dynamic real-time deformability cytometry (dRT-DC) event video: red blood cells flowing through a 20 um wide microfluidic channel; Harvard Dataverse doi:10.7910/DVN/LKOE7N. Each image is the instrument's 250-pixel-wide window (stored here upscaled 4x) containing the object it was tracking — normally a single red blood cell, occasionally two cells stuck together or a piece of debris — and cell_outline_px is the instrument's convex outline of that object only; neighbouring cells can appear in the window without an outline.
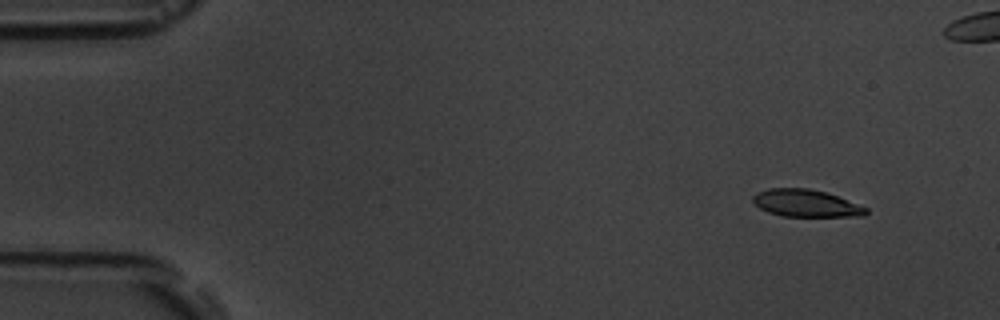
{"species": "common noctule bat (a hibernating species)", "species_latin": "Nyctalus noctula", "temperature_condition": "room temperature", "stored_images_in_passage": 5, "camera_frame_rate_fps": 3000, "um_per_image_px": 0.085, "animal": {"sex": "male", "body_mass_g": 19.5, "forearm_length_mm": 54.6}, "frame": {"image": 1, "passage_image": 1, "time_ms": 0.0, "image_size_px": [1000, 320], "cell_outline_px": [[868, 212], [864, 216], [784, 216], [768, 212], [760, 208], [752, 200], [752, 196], [756, 192], [768, 188], [808, 188], [828, 192], [868, 208]], "centroid_in_image_um": [68.51, 17.26], "position_along_channel_um": 16.5, "area_um2": 18.03}}
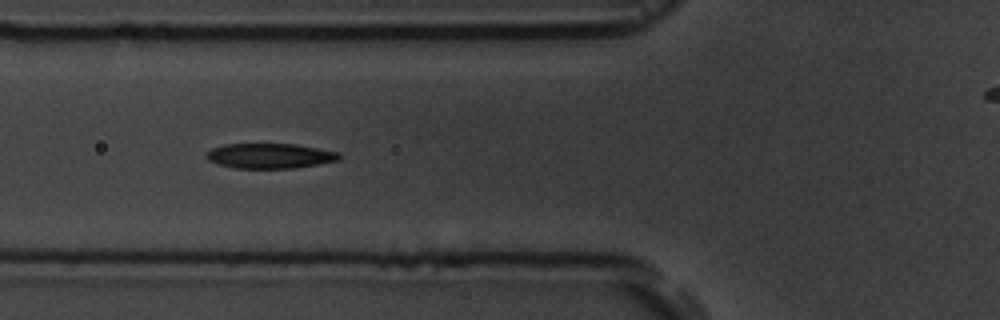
{"frame": {"image": 2, "passage_image": 5, "time_ms": 5.333, "image_size_px": [1000, 320], "cell_outline_px": [[340, 160], [320, 164], [296, 168], [236, 168], [216, 164], [208, 160], [204, 156], [204, 152], [212, 148], [224, 144], [296, 144], [336, 152], [340, 156]], "centroid_in_image_um": [22.87, 13.25], "position_along_channel_um": 102.9, "area_um2": 19.48}}